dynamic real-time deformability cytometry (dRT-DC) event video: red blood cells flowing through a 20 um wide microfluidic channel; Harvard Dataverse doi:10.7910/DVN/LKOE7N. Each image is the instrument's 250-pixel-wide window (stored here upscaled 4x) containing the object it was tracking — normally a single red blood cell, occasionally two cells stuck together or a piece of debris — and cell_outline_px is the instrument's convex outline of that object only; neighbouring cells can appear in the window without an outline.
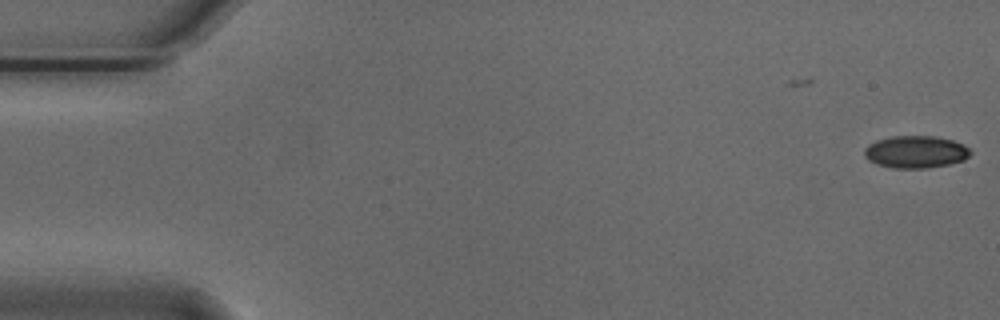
{"species": "Egyptian fruit bat (a non-hibernating species)", "species_latin": "Rousettus aegyptiacus", "temperature_condition": "cold", "stored_images_in_passage": 21, "camera_frame_rate_fps": 3000, "um_per_image_px": 0.085, "animal": {"sex": "male"}, "frame": {"image": 1, "passage_image": 1, "time_ms": 0.0, "image_size_px": [1000, 320], "cell_outline_px": [[972, 152], [964, 160], [948, 164], [924, 168], [892, 168], [876, 164], [868, 160], [864, 156], [864, 148], [868, 144], [876, 140], [892, 136], [936, 136], [952, 140], [964, 144]], "centroid_in_image_um": [77.81, 12.9], "position_along_channel_um": 7.2, "area_um2": 20.06}}
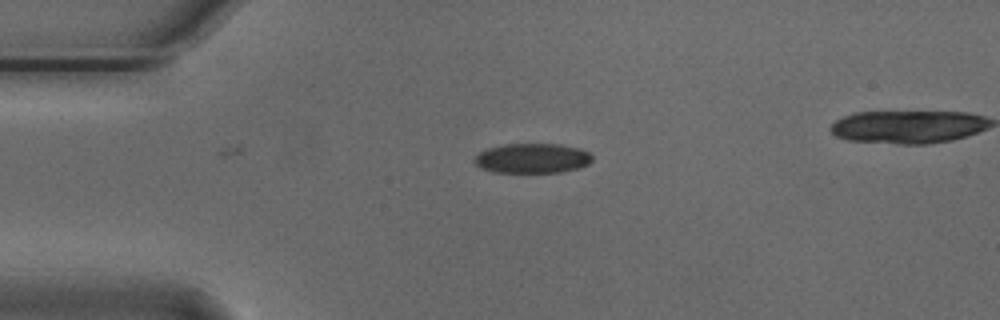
{"frame": {"image": 2, "passage_image": 13, "time_ms": 4.0, "image_size_px": [1000, 320], "cell_outline_px": [[592, 160], [588, 164], [580, 168], [560, 172], [492, 172], [480, 168], [472, 160], [480, 152], [488, 148], [504, 144], [560, 144], [580, 148], [588, 152], [592, 156]], "centroid_in_image_um": [45.24, 13.45], "position_along_channel_um": 39.8, "area_um2": 20.52}}
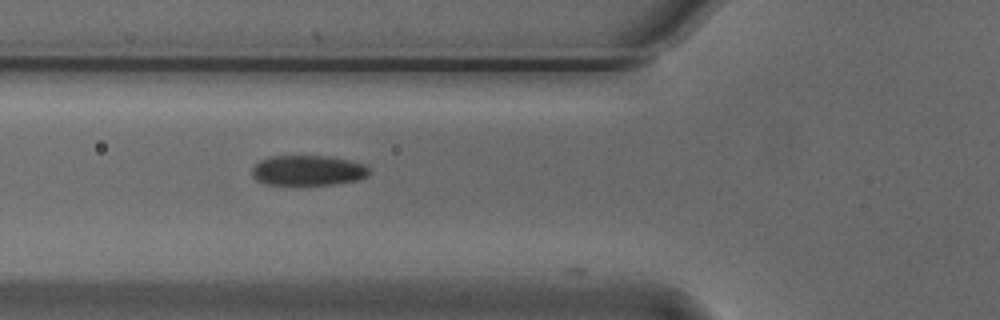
{"frame": {"image": 3, "passage_image": 20, "time_ms": 6.333, "image_size_px": [1000, 320], "cell_outline_px": [[368, 176], [360, 180], [336, 184], [268, 184], [256, 180], [252, 176], [252, 168], [260, 160], [272, 156], [328, 156], [348, 160], [364, 164], [368, 168]], "centroid_in_image_um": [26.19, 14.48], "position_along_channel_um": 99.6, "area_um2": 20.52}}